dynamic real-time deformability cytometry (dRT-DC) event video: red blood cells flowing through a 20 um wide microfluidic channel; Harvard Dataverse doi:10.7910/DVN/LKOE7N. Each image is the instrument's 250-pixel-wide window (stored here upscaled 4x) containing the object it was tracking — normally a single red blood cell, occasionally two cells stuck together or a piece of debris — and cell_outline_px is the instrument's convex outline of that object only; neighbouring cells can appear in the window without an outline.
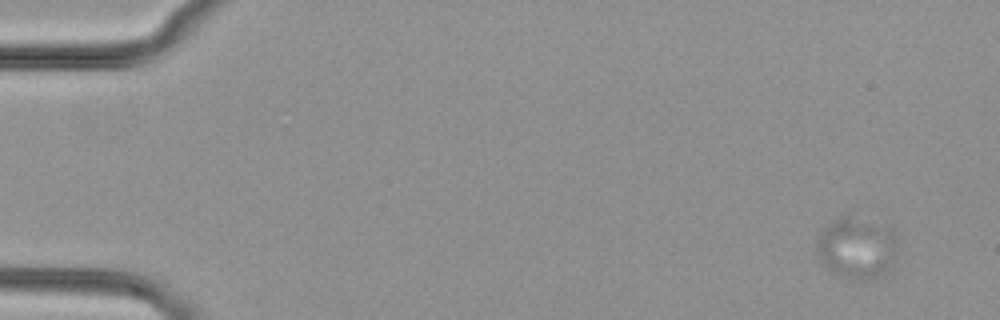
{"species": "common noctule bat (a hibernating species)", "species_latin": "Nyctalus noctula", "temperature_condition": "cold", "stored_images_in_passage": 52, "camera_frame_rate_fps": 3000, "um_per_image_px": 0.085, "animal": {"sex": "female", "body_mass_g": 29.2, "forearm_length_mm": 56.3}, "frame": {"image": 1, "passage_image": 1, "time_ms": 0.0, "image_size_px": [1000, 320], "cell_outline_px": [[896, 260], [888, 272], [884, 276], [876, 280], [848, 280], [824, 268], [816, 248], [816, 240], [820, 232], [824, 228], [844, 212], [848, 212], [892, 224], [896, 232]], "centroid_in_image_um": [72.89, 21.02], "position_along_channel_um": 12.1, "area_um2": 31.15}}
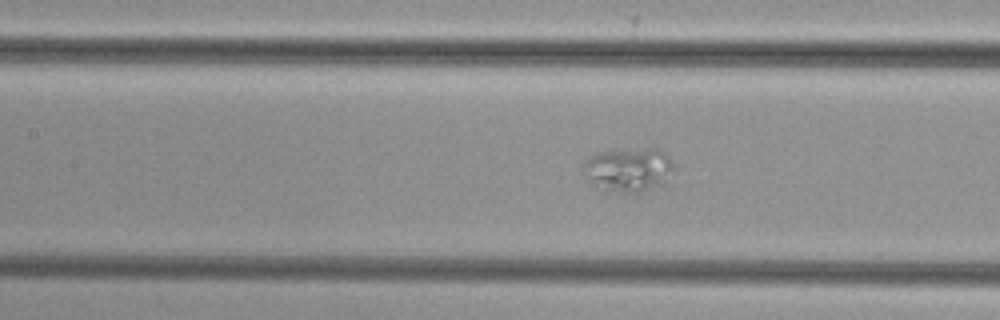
{"frame": {"image": 2, "passage_image": 23, "time_ms": 7.333, "image_size_px": [1000, 320], "cell_outline_px": [[672, 168], [652, 184], [640, 192], [604, 192], [592, 184], [588, 180], [584, 164], [588, 156], [596, 152], [648, 148], [660, 148], [668, 156], [672, 164]], "centroid_in_image_um": [53.27, 14.38], "position_along_channel_um": 154.1, "area_um2": 22.08}}
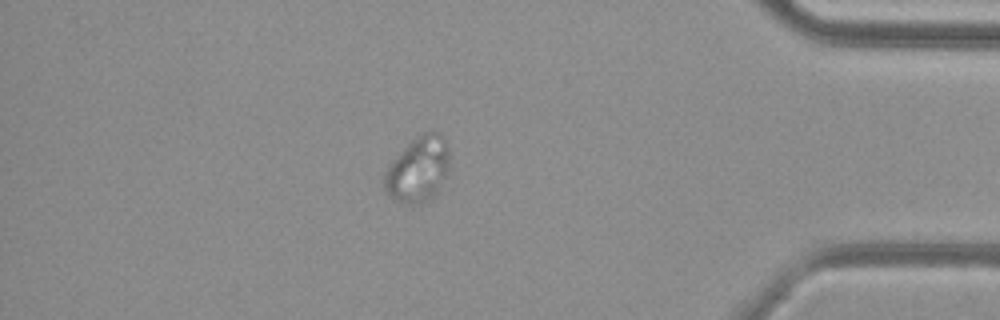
{"frame": {"image": 3, "passage_image": 45, "time_ms": 14.667, "image_size_px": [1000, 320], "cell_outline_px": [[448, 168], [436, 196], [432, 200], [420, 204], [404, 204], [392, 200], [384, 192], [384, 172], [392, 160], [412, 140], [424, 132], [436, 132], [444, 136], [448, 148]], "centroid_in_image_um": [35.51, 14.46], "position_along_channel_um": 399.7, "area_um2": 25.09}}